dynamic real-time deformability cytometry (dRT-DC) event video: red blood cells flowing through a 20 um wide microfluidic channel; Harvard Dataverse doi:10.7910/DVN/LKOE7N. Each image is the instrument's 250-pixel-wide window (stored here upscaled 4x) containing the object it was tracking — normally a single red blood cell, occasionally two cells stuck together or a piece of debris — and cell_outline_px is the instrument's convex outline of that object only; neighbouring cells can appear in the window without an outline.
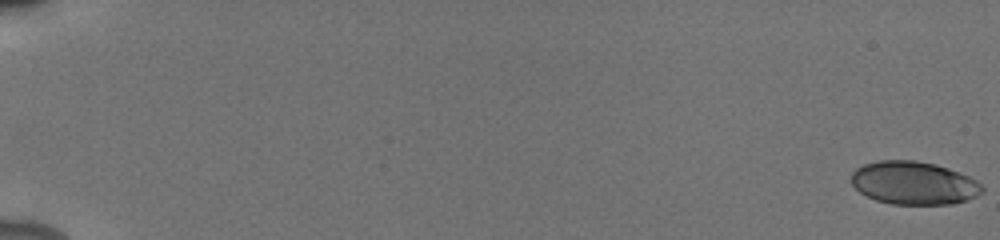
{"species": "human", "species_latin": "Homo sapiens", "temperature_condition": "cold", "stored_images_in_passage": 55, "camera_frame_rate_fps": 3000, "um_per_image_px": 0.085, "donor": {"sex": "male"}, "frame": {"image": 1, "passage_image": 1, "time_ms": 0.0, "image_size_px": [1000, 240], "cell_outline_px": [[984, 192], [968, 200], [952, 204], [892, 204], [876, 200], [860, 192], [852, 184], [852, 172], [856, 168], [864, 164], [880, 160], [916, 160], [936, 164], [948, 168], [968, 176], [976, 180], [984, 188]], "centroid_in_image_um": [77.69, 15.55], "position_along_channel_um": 7.3, "area_um2": 32.89}}
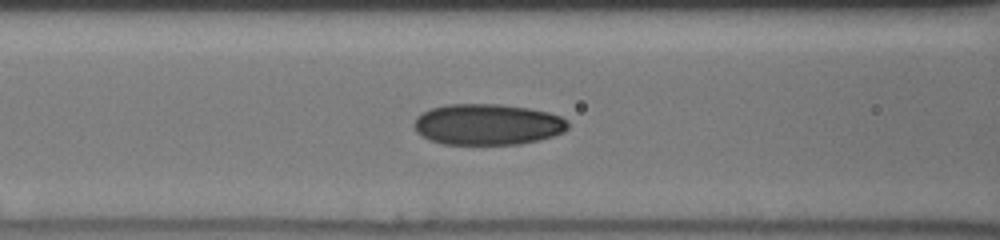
{"frame": {"image": 2, "passage_image": 26, "time_ms": 8.333, "image_size_px": [1000, 240], "cell_outline_px": [[568, 128], [564, 132], [552, 136], [520, 144], [444, 144], [428, 140], [420, 136], [416, 132], [412, 124], [416, 116], [432, 108], [448, 104], [500, 104], [528, 108], [548, 112], [560, 116], [568, 120]], "centroid_in_image_um": [41.41, 10.58], "position_along_channel_um": 125.2, "area_um2": 36.99}}
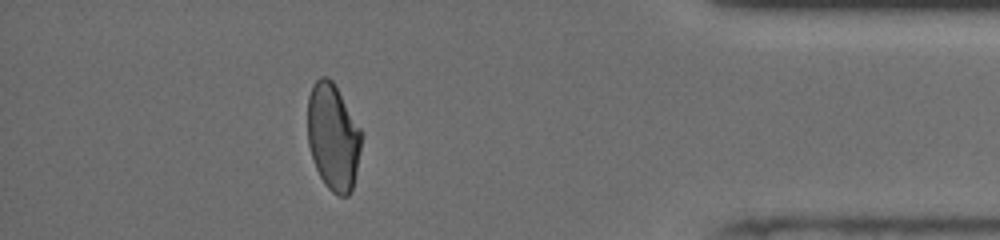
{"frame": {"image": 3, "passage_image": 50, "time_ms": 16.333, "image_size_px": [1000, 240], "cell_outline_px": [[360, 148], [356, 172], [352, 188], [348, 196], [340, 196], [332, 192], [324, 184], [316, 168], [308, 144], [308, 96], [312, 84], [320, 76], [328, 76], [332, 80], [360, 128]], "centroid_in_image_um": [28.28, 11.62], "position_along_channel_um": 406.9, "area_um2": 33.06}, "authors_computed_cell_mechanics": {"area_um2": 34.68, "velocity_mm_per_s": 3.9224, "shape_relaxation_time_tau1_ms": 7.7237, "shape_relaxation_time_tau2_ms": 1.5729, "deformation_change_tau1": 0.179, "deformation_change_tau2": 0.0618}}